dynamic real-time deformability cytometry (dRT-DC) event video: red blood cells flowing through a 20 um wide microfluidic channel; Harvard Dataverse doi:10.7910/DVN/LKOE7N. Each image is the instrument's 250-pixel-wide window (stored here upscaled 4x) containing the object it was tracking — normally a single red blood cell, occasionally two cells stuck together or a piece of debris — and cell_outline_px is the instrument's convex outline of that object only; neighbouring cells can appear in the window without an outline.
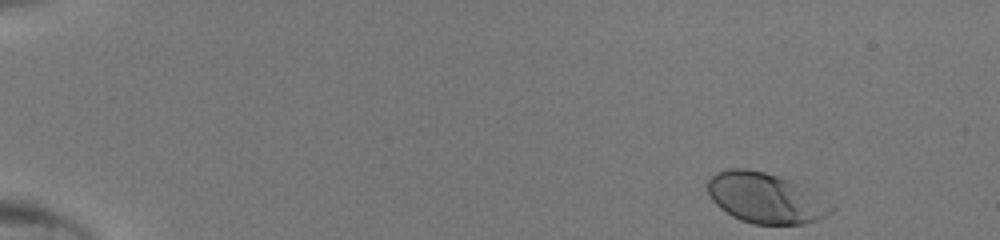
{"species": "human", "species_latin": "Homo sapiens", "temperature_condition": "room temperature", "stored_images_in_passage": 44, "camera_frame_rate_fps": 3000, "um_per_image_px": 0.085, "donor": {"sex": "male"}, "frame": {"image": 1, "passage_image": 1, "time_ms": 0.0, "image_size_px": [1000, 240], "cell_outline_px": [[836, 208], [828, 216], [804, 224], [752, 224], [740, 220], [732, 216], [720, 208], [712, 200], [708, 192], [708, 180], [716, 172], [728, 168], [744, 168], [764, 172], [788, 180], [796, 184], [832, 204]], "centroid_in_image_um": [65.04, 16.85], "position_along_channel_um": 20.0, "area_um2": 35.89}}
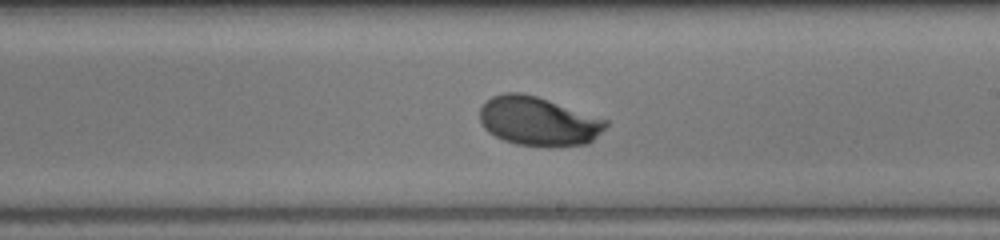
{"frame": {"image": 2, "passage_image": 26, "time_ms": 8.333, "image_size_px": [1000, 240], "cell_outline_px": [[608, 124], [588, 144], [548, 148], [516, 144], [504, 140], [488, 132], [484, 128], [480, 120], [480, 108], [492, 96], [504, 92], [520, 92], [536, 96], [608, 120]], "centroid_in_image_um": [45.74, 10.32], "position_along_channel_um": 243.3, "area_um2": 36.01}}
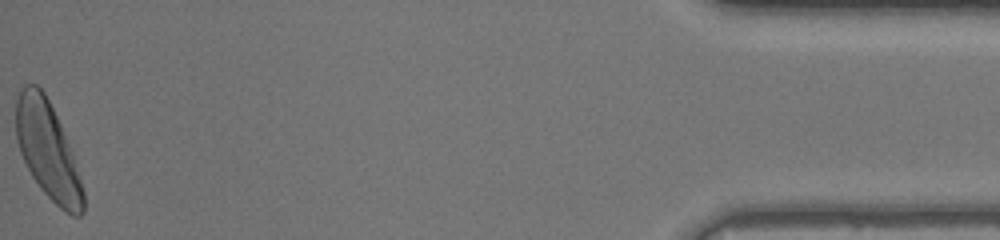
{"frame": {"image": 3, "passage_image": 44, "time_ms": 14.333, "image_size_px": [1000, 240], "cell_outline_px": [[84, 212], [80, 216], [72, 216], [64, 212], [40, 188], [32, 176], [20, 152], [16, 140], [16, 100], [20, 88], [24, 84], [36, 84], [44, 92], [60, 124], [72, 152], [84, 192]], "centroid_in_image_um": [4.05, 12.79], "position_along_channel_um": 431.2, "area_um2": 37.74}}